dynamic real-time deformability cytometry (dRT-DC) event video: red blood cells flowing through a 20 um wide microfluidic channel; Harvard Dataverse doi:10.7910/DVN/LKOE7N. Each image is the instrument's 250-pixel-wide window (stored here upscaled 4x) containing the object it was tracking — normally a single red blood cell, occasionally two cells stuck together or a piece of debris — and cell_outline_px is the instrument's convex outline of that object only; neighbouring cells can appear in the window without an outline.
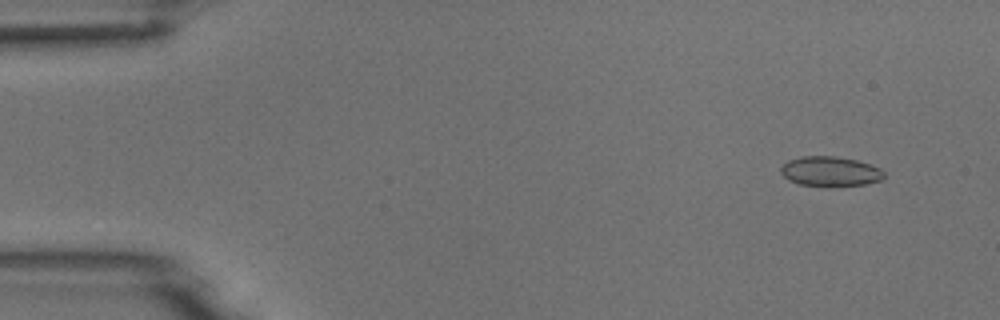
{"species": "common noctule bat (a hibernating species)", "species_latin": "Nyctalus noctula", "temperature_condition": "room temperature", "stored_images_in_passage": 5, "camera_frame_rate_fps": 3000, "um_per_image_px": 0.085, "animal": {"sex": "male", "body_mass_g": 18.8}, "frame": {"image": 1, "passage_image": 1, "time_ms": 0.0, "image_size_px": [1000, 320], "cell_outline_px": [[884, 176], [880, 180], [864, 184], [832, 188], [828, 188], [800, 184], [788, 180], [780, 172], [780, 168], [788, 160], [804, 156], [836, 156], [856, 160], [872, 164], [880, 168], [884, 172]], "centroid_in_image_um": [70.57, 14.59], "position_along_channel_um": 14.4, "area_um2": 18.32}}
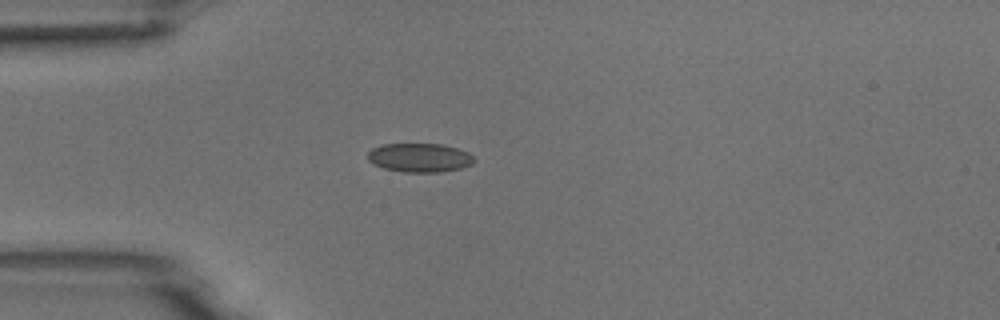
{"frame": {"image": 2, "passage_image": 4, "time_ms": 1.0, "image_size_px": [1000, 320], "cell_outline_px": [[476, 160], [472, 164], [460, 168], [440, 172], [404, 172], [384, 168], [372, 164], [368, 160], [368, 152], [372, 148], [380, 144], [444, 144], [468, 152]], "centroid_in_image_um": [35.65, 13.4], "position_along_channel_um": 49.4, "area_um2": 17.98}}